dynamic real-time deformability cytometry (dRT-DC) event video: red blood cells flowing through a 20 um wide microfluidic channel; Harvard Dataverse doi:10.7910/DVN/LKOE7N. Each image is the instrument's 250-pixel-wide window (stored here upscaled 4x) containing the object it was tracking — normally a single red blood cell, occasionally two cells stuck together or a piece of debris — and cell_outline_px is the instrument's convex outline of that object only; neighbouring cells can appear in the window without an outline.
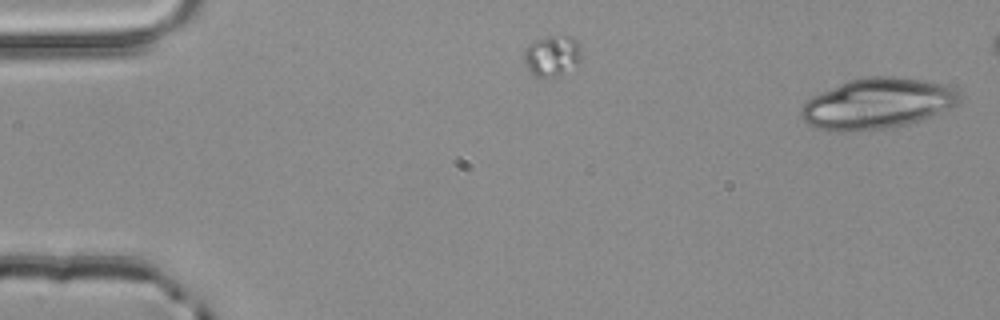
{"species": "common noctule bat (a hibernating species)", "species_latin": "Nyctalus noctula", "temperature_condition": "room temperature", "stored_images_in_passage": 2, "camera_frame_rate_fps": 3000, "um_per_image_px": 0.085, "animal": {"sex": "male", "body_mass_g": 20.4}, "frame": {"image": 1, "passage_image": 1, "time_ms": 0.0, "image_size_px": [1000, 320], "cell_outline_px": [[960, 104], [952, 108], [920, 120], [908, 124], [892, 128], [856, 132], [840, 132], [820, 128], [808, 124], [800, 116], [800, 112], [804, 104], [812, 96], [848, 80], [868, 76], [896, 76], [924, 80], [948, 84], [956, 88], [960, 96]], "centroid_in_image_um": [74.62, 8.8], "position_along_channel_um": 10.4, "area_um2": 47.28}}